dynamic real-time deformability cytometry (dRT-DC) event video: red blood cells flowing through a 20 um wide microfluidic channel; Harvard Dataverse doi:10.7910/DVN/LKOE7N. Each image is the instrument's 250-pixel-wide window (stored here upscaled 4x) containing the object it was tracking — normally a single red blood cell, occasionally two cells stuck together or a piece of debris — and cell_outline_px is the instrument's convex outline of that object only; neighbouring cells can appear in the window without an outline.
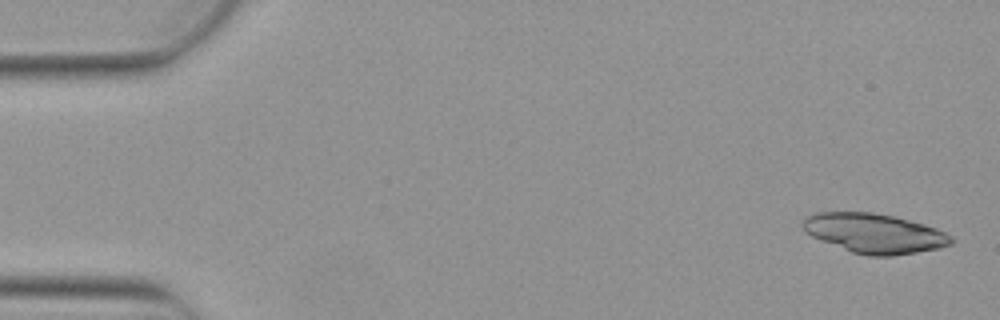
{"species": "Egyptian fruit bat (a non-hibernating species)", "species_latin": "Rousettus aegyptiacus", "temperature_condition": "warm", "stored_images_in_passage": 7, "camera_frame_rate_fps": 3000, "um_per_image_px": 0.085, "animal": {"sex": "female"}, "frame": {"image": 1, "passage_image": 1, "time_ms": 0.0, "image_size_px": [1000, 320], "cell_outline_px": [[956, 240], [952, 244], [940, 248], [892, 256], [868, 256], [852, 252], [820, 240], [804, 232], [800, 224], [808, 216], [816, 212], [872, 212], [892, 216], [924, 224], [936, 228], [952, 236]], "centroid_in_image_um": [74.32, 19.83], "position_along_channel_um": 10.7, "area_um2": 34.28}}
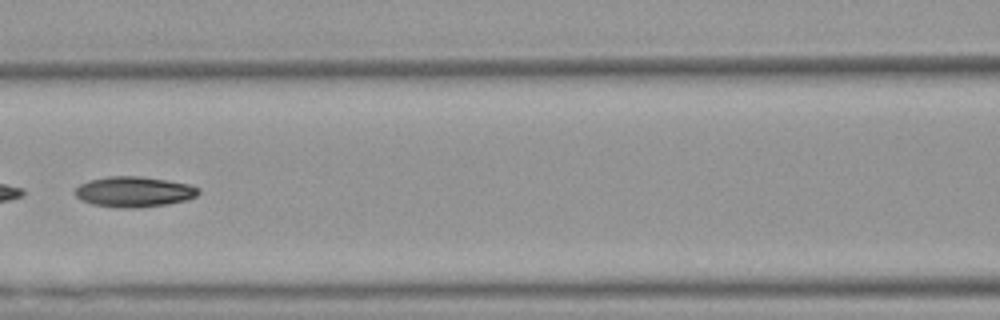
{"frame": {"image": 2, "passage_image": 7, "time_ms": 2.0, "image_size_px": [1000, 320], "cell_outline_px": [[200, 192], [196, 196], [188, 200], [168, 204], [136, 208], [116, 208], [92, 204], [80, 200], [72, 192], [80, 184], [88, 180], [108, 176], [144, 176], [168, 180], [188, 184], [200, 188]], "centroid_in_image_um": [11.38, 16.3], "position_along_channel_um": 155.2, "area_um2": 22.31}}